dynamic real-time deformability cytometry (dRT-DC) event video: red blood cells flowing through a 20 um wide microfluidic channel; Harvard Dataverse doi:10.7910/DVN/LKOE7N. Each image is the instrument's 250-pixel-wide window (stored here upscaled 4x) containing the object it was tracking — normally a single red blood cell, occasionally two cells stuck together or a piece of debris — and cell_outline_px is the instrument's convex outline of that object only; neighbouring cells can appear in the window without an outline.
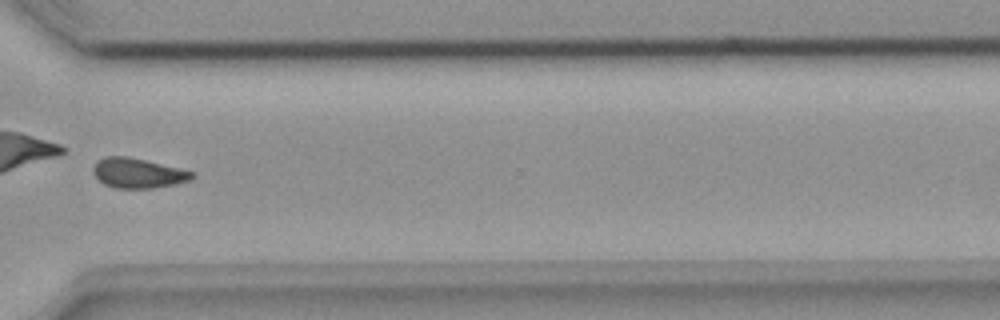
{"species": "common noctule bat (a hibernating species)", "species_latin": "Nyctalus noctula", "temperature_condition": "room temperature", "stored_images_in_passage": 37, "camera_frame_rate_fps": 3000, "um_per_image_px": 0.085, "animal": {"sex": "female", "body_mass_g": 18.4}, "frame": {"image": 1, "passage_image": 32, "time_ms": 10.333, "image_size_px": [1000, 320], "cell_outline_px": [[196, 176], [192, 180], [176, 184], [152, 188], [116, 188], [104, 184], [92, 172], [92, 168], [96, 160], [104, 156], [128, 156], [180, 168], [192, 172]], "centroid_in_image_um": [11.72, 14.7], "position_along_channel_um": 358.9, "area_um2": 17.34}}